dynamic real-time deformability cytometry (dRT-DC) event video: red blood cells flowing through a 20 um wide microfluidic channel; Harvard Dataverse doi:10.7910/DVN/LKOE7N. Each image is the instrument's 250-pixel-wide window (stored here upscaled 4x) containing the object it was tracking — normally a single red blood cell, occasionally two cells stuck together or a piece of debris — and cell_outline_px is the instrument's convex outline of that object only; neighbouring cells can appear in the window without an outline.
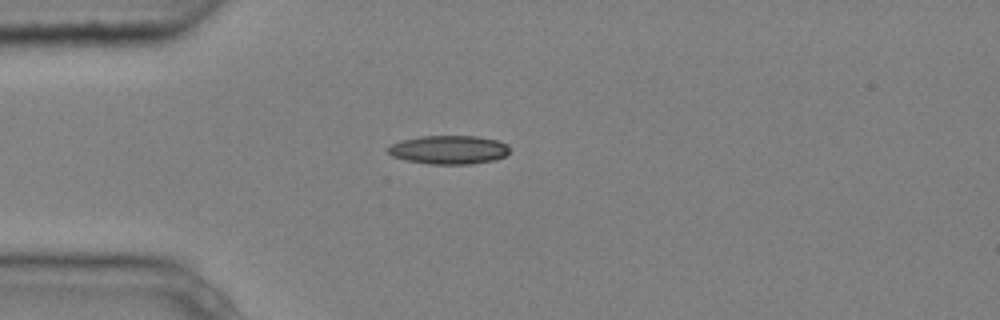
{"species": "common noctule bat (a hibernating species)", "species_latin": "Nyctalus noctula", "temperature_condition": "cold", "stored_images_in_passage": 5, "camera_frame_rate_fps": 3000, "um_per_image_px": 0.085, "animal": {"sex": "male", "body_mass_g": 20.4}, "frame": {"image": 1, "passage_image": 2, "time_ms": 0.333, "image_size_px": [1000, 320], "cell_outline_px": [[508, 152], [504, 156], [496, 160], [468, 164], [428, 164], [408, 160], [392, 156], [388, 152], [388, 148], [392, 144], [400, 140], [420, 136], [476, 136], [496, 140], [508, 144]], "centroid_in_image_um": [38.15, 12.73], "position_along_channel_um": 46.9, "area_um2": 20.23}}
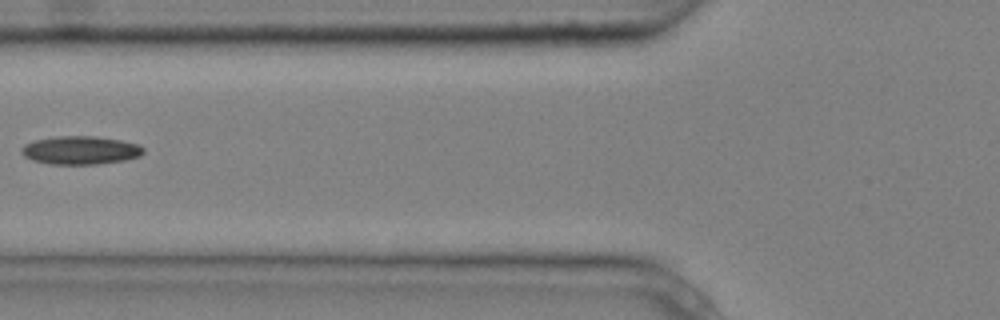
{"frame": {"image": 2, "passage_image": 4, "time_ms": 1.0, "image_size_px": [1000, 320], "cell_outline_px": [[144, 152], [140, 156], [124, 160], [96, 164], [48, 164], [32, 160], [24, 156], [20, 152], [20, 148], [24, 144], [36, 140], [56, 136], [96, 136], [120, 140], [136, 144], [144, 148]], "centroid_in_image_um": [6.8, 12.77], "position_along_channel_um": 119.0, "area_um2": 20.11}}